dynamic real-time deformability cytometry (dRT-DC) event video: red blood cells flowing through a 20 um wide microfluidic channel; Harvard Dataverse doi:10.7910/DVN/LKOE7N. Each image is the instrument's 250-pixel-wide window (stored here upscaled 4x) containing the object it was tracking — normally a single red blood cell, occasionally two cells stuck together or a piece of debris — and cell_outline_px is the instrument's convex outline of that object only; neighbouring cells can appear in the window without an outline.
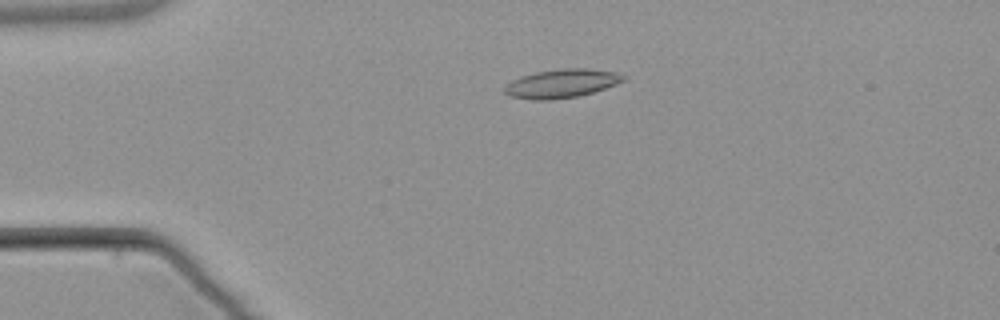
{"species": "common noctule bat (a hibernating species)", "species_latin": "Nyctalus noctula", "temperature_condition": "warm", "stored_images_in_passage": 5, "camera_frame_rate_fps": 3000, "um_per_image_px": 0.085, "animal": {"sex": "male", "body_mass_g": 21.5, "forearm_length_mm": 52.0}, "frame": {"image": 1, "passage_image": 4, "time_ms": 3.667, "image_size_px": [1000, 320], "cell_outline_px": [[628, 80], [592, 92], [576, 96], [552, 100], [532, 100], [508, 96], [504, 92], [504, 88], [512, 80], [536, 72], [560, 68], [588, 68], [612, 72], [628, 76]], "centroid_in_image_um": [47.75, 7.1], "position_along_channel_um": 37.3, "area_um2": 19.77}}